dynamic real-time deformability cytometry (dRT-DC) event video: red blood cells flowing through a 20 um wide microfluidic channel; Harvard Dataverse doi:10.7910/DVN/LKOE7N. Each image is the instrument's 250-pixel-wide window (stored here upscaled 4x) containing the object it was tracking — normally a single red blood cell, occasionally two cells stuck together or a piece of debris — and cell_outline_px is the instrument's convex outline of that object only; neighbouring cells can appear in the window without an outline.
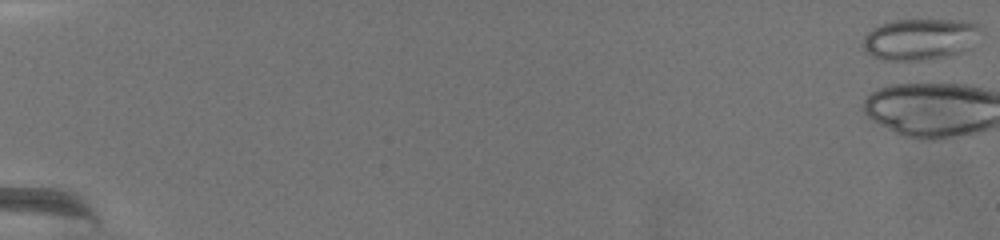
{"species": "common noctule bat (a hibernating species)", "species_latin": "Nyctalus noctula", "temperature_condition": "warm", "stored_images_in_passage": 4, "camera_frame_rate_fps": 3000, "um_per_image_px": 0.085, "animal": {"sex": "female", "body_mass_g": 19.5, "forearm_length_mm": 54.1}, "frame": {"image": 1, "passage_image": 1, "time_ms": 0.0, "image_size_px": [1000, 240], "cell_outline_px": [[980, 28], [972, 48], [952, 56], [924, 60], [884, 60], [872, 56], [864, 52], [864, 36], [872, 28], [880, 24], [896, 20], [968, 20], [976, 24]], "centroid_in_image_um": [78.21, 3.34], "position_along_channel_um": 6.8, "area_um2": 28.61}}